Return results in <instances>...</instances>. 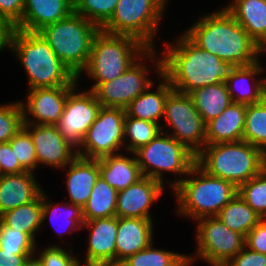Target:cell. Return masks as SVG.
<instances>
[{
  "mask_svg": "<svg viewBox=\"0 0 266 266\" xmlns=\"http://www.w3.org/2000/svg\"><path fill=\"white\" fill-rule=\"evenodd\" d=\"M75 87L78 86H59L29 90L28 94H26L27 101H20L23 124L57 125L61 120L68 94Z\"/></svg>",
  "mask_w": 266,
  "mask_h": 266,
  "instance_id": "obj_15",
  "label": "cell"
},
{
  "mask_svg": "<svg viewBox=\"0 0 266 266\" xmlns=\"http://www.w3.org/2000/svg\"><path fill=\"white\" fill-rule=\"evenodd\" d=\"M167 3L168 0H118L112 17L101 30L131 36L148 49H155L154 38Z\"/></svg>",
  "mask_w": 266,
  "mask_h": 266,
  "instance_id": "obj_9",
  "label": "cell"
},
{
  "mask_svg": "<svg viewBox=\"0 0 266 266\" xmlns=\"http://www.w3.org/2000/svg\"><path fill=\"white\" fill-rule=\"evenodd\" d=\"M224 266H266V255L245 246Z\"/></svg>",
  "mask_w": 266,
  "mask_h": 266,
  "instance_id": "obj_43",
  "label": "cell"
},
{
  "mask_svg": "<svg viewBox=\"0 0 266 266\" xmlns=\"http://www.w3.org/2000/svg\"><path fill=\"white\" fill-rule=\"evenodd\" d=\"M2 222L12 229L28 234L36 242V233L42 226V193L32 202L2 214Z\"/></svg>",
  "mask_w": 266,
  "mask_h": 266,
  "instance_id": "obj_30",
  "label": "cell"
},
{
  "mask_svg": "<svg viewBox=\"0 0 266 266\" xmlns=\"http://www.w3.org/2000/svg\"><path fill=\"white\" fill-rule=\"evenodd\" d=\"M217 217L228 228L245 237L262 220L238 194L220 210Z\"/></svg>",
  "mask_w": 266,
  "mask_h": 266,
  "instance_id": "obj_32",
  "label": "cell"
},
{
  "mask_svg": "<svg viewBox=\"0 0 266 266\" xmlns=\"http://www.w3.org/2000/svg\"><path fill=\"white\" fill-rule=\"evenodd\" d=\"M127 157L118 154L99 159L100 177L117 191L126 189L143 177L134 153Z\"/></svg>",
  "mask_w": 266,
  "mask_h": 266,
  "instance_id": "obj_27",
  "label": "cell"
},
{
  "mask_svg": "<svg viewBox=\"0 0 266 266\" xmlns=\"http://www.w3.org/2000/svg\"><path fill=\"white\" fill-rule=\"evenodd\" d=\"M74 11L100 29L110 20L118 0H73Z\"/></svg>",
  "mask_w": 266,
  "mask_h": 266,
  "instance_id": "obj_37",
  "label": "cell"
},
{
  "mask_svg": "<svg viewBox=\"0 0 266 266\" xmlns=\"http://www.w3.org/2000/svg\"><path fill=\"white\" fill-rule=\"evenodd\" d=\"M29 133L36 149L38 165L63 168L77 156V151L60 134L56 125H22Z\"/></svg>",
  "mask_w": 266,
  "mask_h": 266,
  "instance_id": "obj_16",
  "label": "cell"
},
{
  "mask_svg": "<svg viewBox=\"0 0 266 266\" xmlns=\"http://www.w3.org/2000/svg\"><path fill=\"white\" fill-rule=\"evenodd\" d=\"M163 126L147 120L125 117L124 149L127 153H134L140 147L147 145L165 129ZM128 138V139H127ZM127 140H129L127 142ZM127 143H126V142Z\"/></svg>",
  "mask_w": 266,
  "mask_h": 266,
  "instance_id": "obj_35",
  "label": "cell"
},
{
  "mask_svg": "<svg viewBox=\"0 0 266 266\" xmlns=\"http://www.w3.org/2000/svg\"><path fill=\"white\" fill-rule=\"evenodd\" d=\"M161 182L143 176L136 183L117 193L116 216L151 219L150 207L164 193Z\"/></svg>",
  "mask_w": 266,
  "mask_h": 266,
  "instance_id": "obj_18",
  "label": "cell"
},
{
  "mask_svg": "<svg viewBox=\"0 0 266 266\" xmlns=\"http://www.w3.org/2000/svg\"><path fill=\"white\" fill-rule=\"evenodd\" d=\"M153 220L118 217L115 266L153 243Z\"/></svg>",
  "mask_w": 266,
  "mask_h": 266,
  "instance_id": "obj_19",
  "label": "cell"
},
{
  "mask_svg": "<svg viewBox=\"0 0 266 266\" xmlns=\"http://www.w3.org/2000/svg\"><path fill=\"white\" fill-rule=\"evenodd\" d=\"M247 105L230 104L218 117L206 123V145L243 140Z\"/></svg>",
  "mask_w": 266,
  "mask_h": 266,
  "instance_id": "obj_24",
  "label": "cell"
},
{
  "mask_svg": "<svg viewBox=\"0 0 266 266\" xmlns=\"http://www.w3.org/2000/svg\"><path fill=\"white\" fill-rule=\"evenodd\" d=\"M238 195L262 218L266 219V168L238 187Z\"/></svg>",
  "mask_w": 266,
  "mask_h": 266,
  "instance_id": "obj_36",
  "label": "cell"
},
{
  "mask_svg": "<svg viewBox=\"0 0 266 266\" xmlns=\"http://www.w3.org/2000/svg\"><path fill=\"white\" fill-rule=\"evenodd\" d=\"M243 140L266 154V99L247 105Z\"/></svg>",
  "mask_w": 266,
  "mask_h": 266,
  "instance_id": "obj_34",
  "label": "cell"
},
{
  "mask_svg": "<svg viewBox=\"0 0 266 266\" xmlns=\"http://www.w3.org/2000/svg\"><path fill=\"white\" fill-rule=\"evenodd\" d=\"M29 256L32 255H16L0 248V266H24Z\"/></svg>",
  "mask_w": 266,
  "mask_h": 266,
  "instance_id": "obj_46",
  "label": "cell"
},
{
  "mask_svg": "<svg viewBox=\"0 0 266 266\" xmlns=\"http://www.w3.org/2000/svg\"><path fill=\"white\" fill-rule=\"evenodd\" d=\"M189 95L205 123L218 117L232 104L225 82L203 86L192 91Z\"/></svg>",
  "mask_w": 266,
  "mask_h": 266,
  "instance_id": "obj_28",
  "label": "cell"
},
{
  "mask_svg": "<svg viewBox=\"0 0 266 266\" xmlns=\"http://www.w3.org/2000/svg\"><path fill=\"white\" fill-rule=\"evenodd\" d=\"M224 8L263 49L266 45V0H232Z\"/></svg>",
  "mask_w": 266,
  "mask_h": 266,
  "instance_id": "obj_25",
  "label": "cell"
},
{
  "mask_svg": "<svg viewBox=\"0 0 266 266\" xmlns=\"http://www.w3.org/2000/svg\"><path fill=\"white\" fill-rule=\"evenodd\" d=\"M38 257L44 266H81V260L73 256L72 249L69 251L59 245H49L44 250L38 252Z\"/></svg>",
  "mask_w": 266,
  "mask_h": 266,
  "instance_id": "obj_41",
  "label": "cell"
},
{
  "mask_svg": "<svg viewBox=\"0 0 266 266\" xmlns=\"http://www.w3.org/2000/svg\"><path fill=\"white\" fill-rule=\"evenodd\" d=\"M196 253L190 265L200 258L210 266H224L245 247V236L228 228L217 216L197 220Z\"/></svg>",
  "mask_w": 266,
  "mask_h": 266,
  "instance_id": "obj_11",
  "label": "cell"
},
{
  "mask_svg": "<svg viewBox=\"0 0 266 266\" xmlns=\"http://www.w3.org/2000/svg\"><path fill=\"white\" fill-rule=\"evenodd\" d=\"M20 102L0 104V142H9L23 125Z\"/></svg>",
  "mask_w": 266,
  "mask_h": 266,
  "instance_id": "obj_40",
  "label": "cell"
},
{
  "mask_svg": "<svg viewBox=\"0 0 266 266\" xmlns=\"http://www.w3.org/2000/svg\"><path fill=\"white\" fill-rule=\"evenodd\" d=\"M35 242L28 234L7 227L3 222L0 225V248L14 252L16 255H34L38 252ZM37 250V252H36Z\"/></svg>",
  "mask_w": 266,
  "mask_h": 266,
  "instance_id": "obj_38",
  "label": "cell"
},
{
  "mask_svg": "<svg viewBox=\"0 0 266 266\" xmlns=\"http://www.w3.org/2000/svg\"><path fill=\"white\" fill-rule=\"evenodd\" d=\"M74 11L73 0H25L23 17L14 27L28 32H38Z\"/></svg>",
  "mask_w": 266,
  "mask_h": 266,
  "instance_id": "obj_20",
  "label": "cell"
},
{
  "mask_svg": "<svg viewBox=\"0 0 266 266\" xmlns=\"http://www.w3.org/2000/svg\"><path fill=\"white\" fill-rule=\"evenodd\" d=\"M264 98L266 99V78L264 79Z\"/></svg>",
  "mask_w": 266,
  "mask_h": 266,
  "instance_id": "obj_49",
  "label": "cell"
},
{
  "mask_svg": "<svg viewBox=\"0 0 266 266\" xmlns=\"http://www.w3.org/2000/svg\"><path fill=\"white\" fill-rule=\"evenodd\" d=\"M14 29L7 20L0 17V52L4 48L10 49L11 36Z\"/></svg>",
  "mask_w": 266,
  "mask_h": 266,
  "instance_id": "obj_47",
  "label": "cell"
},
{
  "mask_svg": "<svg viewBox=\"0 0 266 266\" xmlns=\"http://www.w3.org/2000/svg\"><path fill=\"white\" fill-rule=\"evenodd\" d=\"M42 191L33 172L1 175L0 214L32 202Z\"/></svg>",
  "mask_w": 266,
  "mask_h": 266,
  "instance_id": "obj_22",
  "label": "cell"
},
{
  "mask_svg": "<svg viewBox=\"0 0 266 266\" xmlns=\"http://www.w3.org/2000/svg\"><path fill=\"white\" fill-rule=\"evenodd\" d=\"M82 229H87L89 242L85 263L82 266H115L118 217L84 220Z\"/></svg>",
  "mask_w": 266,
  "mask_h": 266,
  "instance_id": "obj_17",
  "label": "cell"
},
{
  "mask_svg": "<svg viewBox=\"0 0 266 266\" xmlns=\"http://www.w3.org/2000/svg\"><path fill=\"white\" fill-rule=\"evenodd\" d=\"M143 176L155 179L164 184L163 173L178 174L177 179L167 183L174 188L188 175L196 162V155L183 143L163 131L147 145L134 152Z\"/></svg>",
  "mask_w": 266,
  "mask_h": 266,
  "instance_id": "obj_8",
  "label": "cell"
},
{
  "mask_svg": "<svg viewBox=\"0 0 266 266\" xmlns=\"http://www.w3.org/2000/svg\"><path fill=\"white\" fill-rule=\"evenodd\" d=\"M245 246L266 255V219H262L245 237Z\"/></svg>",
  "mask_w": 266,
  "mask_h": 266,
  "instance_id": "obj_44",
  "label": "cell"
},
{
  "mask_svg": "<svg viewBox=\"0 0 266 266\" xmlns=\"http://www.w3.org/2000/svg\"><path fill=\"white\" fill-rule=\"evenodd\" d=\"M66 167L69 203L83 208L100 176L99 159L76 156Z\"/></svg>",
  "mask_w": 266,
  "mask_h": 266,
  "instance_id": "obj_23",
  "label": "cell"
},
{
  "mask_svg": "<svg viewBox=\"0 0 266 266\" xmlns=\"http://www.w3.org/2000/svg\"><path fill=\"white\" fill-rule=\"evenodd\" d=\"M100 28L75 11L38 33L48 42L60 61L78 79L88 64L92 42Z\"/></svg>",
  "mask_w": 266,
  "mask_h": 266,
  "instance_id": "obj_6",
  "label": "cell"
},
{
  "mask_svg": "<svg viewBox=\"0 0 266 266\" xmlns=\"http://www.w3.org/2000/svg\"><path fill=\"white\" fill-rule=\"evenodd\" d=\"M153 245L127 257L118 266H190L188 255L153 248Z\"/></svg>",
  "mask_w": 266,
  "mask_h": 266,
  "instance_id": "obj_33",
  "label": "cell"
},
{
  "mask_svg": "<svg viewBox=\"0 0 266 266\" xmlns=\"http://www.w3.org/2000/svg\"><path fill=\"white\" fill-rule=\"evenodd\" d=\"M173 190L179 205L176 213L195 221L217 216L238 193L233 183L207 174L196 163Z\"/></svg>",
  "mask_w": 266,
  "mask_h": 266,
  "instance_id": "obj_4",
  "label": "cell"
},
{
  "mask_svg": "<svg viewBox=\"0 0 266 266\" xmlns=\"http://www.w3.org/2000/svg\"><path fill=\"white\" fill-rule=\"evenodd\" d=\"M184 33L201 49L234 66H249L264 55L260 46L225 8L200 17Z\"/></svg>",
  "mask_w": 266,
  "mask_h": 266,
  "instance_id": "obj_2",
  "label": "cell"
},
{
  "mask_svg": "<svg viewBox=\"0 0 266 266\" xmlns=\"http://www.w3.org/2000/svg\"><path fill=\"white\" fill-rule=\"evenodd\" d=\"M262 52L266 53V45H265V47L262 49Z\"/></svg>",
  "mask_w": 266,
  "mask_h": 266,
  "instance_id": "obj_50",
  "label": "cell"
},
{
  "mask_svg": "<svg viewBox=\"0 0 266 266\" xmlns=\"http://www.w3.org/2000/svg\"><path fill=\"white\" fill-rule=\"evenodd\" d=\"M158 77H160V83L157 84L156 91H150L154 86L152 84L125 108L129 117L160 125V118L164 117L165 101L174 89L162 74Z\"/></svg>",
  "mask_w": 266,
  "mask_h": 266,
  "instance_id": "obj_26",
  "label": "cell"
},
{
  "mask_svg": "<svg viewBox=\"0 0 266 266\" xmlns=\"http://www.w3.org/2000/svg\"><path fill=\"white\" fill-rule=\"evenodd\" d=\"M117 193L116 189L99 176L89 199L82 208L84 220L116 216Z\"/></svg>",
  "mask_w": 266,
  "mask_h": 266,
  "instance_id": "obj_31",
  "label": "cell"
},
{
  "mask_svg": "<svg viewBox=\"0 0 266 266\" xmlns=\"http://www.w3.org/2000/svg\"><path fill=\"white\" fill-rule=\"evenodd\" d=\"M147 49L131 36L109 34L100 29L93 39L89 61L83 70L95 81L89 90L118 78Z\"/></svg>",
  "mask_w": 266,
  "mask_h": 266,
  "instance_id": "obj_7",
  "label": "cell"
},
{
  "mask_svg": "<svg viewBox=\"0 0 266 266\" xmlns=\"http://www.w3.org/2000/svg\"><path fill=\"white\" fill-rule=\"evenodd\" d=\"M1 222H2V215L0 214V225H1Z\"/></svg>",
  "mask_w": 266,
  "mask_h": 266,
  "instance_id": "obj_51",
  "label": "cell"
},
{
  "mask_svg": "<svg viewBox=\"0 0 266 266\" xmlns=\"http://www.w3.org/2000/svg\"><path fill=\"white\" fill-rule=\"evenodd\" d=\"M164 120L173 131L169 133L197 155L206 145V123L189 94L173 90L165 101Z\"/></svg>",
  "mask_w": 266,
  "mask_h": 266,
  "instance_id": "obj_13",
  "label": "cell"
},
{
  "mask_svg": "<svg viewBox=\"0 0 266 266\" xmlns=\"http://www.w3.org/2000/svg\"><path fill=\"white\" fill-rule=\"evenodd\" d=\"M76 88L68 94L61 120L56 126L64 140L78 151L102 106L92 91L76 92Z\"/></svg>",
  "mask_w": 266,
  "mask_h": 266,
  "instance_id": "obj_14",
  "label": "cell"
},
{
  "mask_svg": "<svg viewBox=\"0 0 266 266\" xmlns=\"http://www.w3.org/2000/svg\"><path fill=\"white\" fill-rule=\"evenodd\" d=\"M25 0H0V17L15 27L23 17Z\"/></svg>",
  "mask_w": 266,
  "mask_h": 266,
  "instance_id": "obj_45",
  "label": "cell"
},
{
  "mask_svg": "<svg viewBox=\"0 0 266 266\" xmlns=\"http://www.w3.org/2000/svg\"><path fill=\"white\" fill-rule=\"evenodd\" d=\"M10 49L28 75V90L78 85L79 79L60 61L38 32L14 29Z\"/></svg>",
  "mask_w": 266,
  "mask_h": 266,
  "instance_id": "obj_3",
  "label": "cell"
},
{
  "mask_svg": "<svg viewBox=\"0 0 266 266\" xmlns=\"http://www.w3.org/2000/svg\"><path fill=\"white\" fill-rule=\"evenodd\" d=\"M155 51V49H147L118 78L102 82L92 90L102 107H120L125 109L134 99L154 83V80L152 81L148 77V73H150L148 69L150 68H147L143 60L147 58V61H154L156 73L158 72L157 74L160 76L162 74V59L161 57L159 59Z\"/></svg>",
  "mask_w": 266,
  "mask_h": 266,
  "instance_id": "obj_10",
  "label": "cell"
},
{
  "mask_svg": "<svg viewBox=\"0 0 266 266\" xmlns=\"http://www.w3.org/2000/svg\"><path fill=\"white\" fill-rule=\"evenodd\" d=\"M36 255L37 254L29 256V258L26 260L24 266H44L43 262Z\"/></svg>",
  "mask_w": 266,
  "mask_h": 266,
  "instance_id": "obj_48",
  "label": "cell"
},
{
  "mask_svg": "<svg viewBox=\"0 0 266 266\" xmlns=\"http://www.w3.org/2000/svg\"><path fill=\"white\" fill-rule=\"evenodd\" d=\"M165 46L167 50L161 55L162 75L175 91L183 94L226 82L235 67L201 49L185 33L173 44L165 42Z\"/></svg>",
  "mask_w": 266,
  "mask_h": 266,
  "instance_id": "obj_1",
  "label": "cell"
},
{
  "mask_svg": "<svg viewBox=\"0 0 266 266\" xmlns=\"http://www.w3.org/2000/svg\"><path fill=\"white\" fill-rule=\"evenodd\" d=\"M9 143L19 164L26 171L34 173L38 167V160L30 133L22 126Z\"/></svg>",
  "mask_w": 266,
  "mask_h": 266,
  "instance_id": "obj_39",
  "label": "cell"
},
{
  "mask_svg": "<svg viewBox=\"0 0 266 266\" xmlns=\"http://www.w3.org/2000/svg\"><path fill=\"white\" fill-rule=\"evenodd\" d=\"M263 72L259 60L249 66H235L225 82L232 102L243 105L260 102L264 98V78L257 76Z\"/></svg>",
  "mask_w": 266,
  "mask_h": 266,
  "instance_id": "obj_21",
  "label": "cell"
},
{
  "mask_svg": "<svg viewBox=\"0 0 266 266\" xmlns=\"http://www.w3.org/2000/svg\"><path fill=\"white\" fill-rule=\"evenodd\" d=\"M126 111L120 107H101L83 138L77 156L100 159L124 149Z\"/></svg>",
  "mask_w": 266,
  "mask_h": 266,
  "instance_id": "obj_12",
  "label": "cell"
},
{
  "mask_svg": "<svg viewBox=\"0 0 266 266\" xmlns=\"http://www.w3.org/2000/svg\"><path fill=\"white\" fill-rule=\"evenodd\" d=\"M207 174L233 183L237 188L266 168V154L241 140L205 145L195 162Z\"/></svg>",
  "mask_w": 266,
  "mask_h": 266,
  "instance_id": "obj_5",
  "label": "cell"
},
{
  "mask_svg": "<svg viewBox=\"0 0 266 266\" xmlns=\"http://www.w3.org/2000/svg\"><path fill=\"white\" fill-rule=\"evenodd\" d=\"M26 171L16 159L10 143L6 142L0 148V176L7 174H18Z\"/></svg>",
  "mask_w": 266,
  "mask_h": 266,
  "instance_id": "obj_42",
  "label": "cell"
},
{
  "mask_svg": "<svg viewBox=\"0 0 266 266\" xmlns=\"http://www.w3.org/2000/svg\"><path fill=\"white\" fill-rule=\"evenodd\" d=\"M48 197L49 196H47L45 194V191L43 190L42 191V225H44L45 220L48 219L49 217L51 225L53 224L55 231L57 230L56 233L57 234L59 233L60 237H62L61 234L63 233L68 232V234L69 233L72 234L73 231L78 232V230H82V226L85 221L83 218L82 208L80 206L74 205L69 202H66V203L62 202L61 205L53 204L48 201ZM58 215L59 217L62 216L63 219L62 217L59 218ZM55 216H57V218L60 220H58ZM55 221H56V224H58L57 221H59V224L56 225Z\"/></svg>",
  "mask_w": 266,
  "mask_h": 266,
  "instance_id": "obj_29",
  "label": "cell"
}]
</instances>
